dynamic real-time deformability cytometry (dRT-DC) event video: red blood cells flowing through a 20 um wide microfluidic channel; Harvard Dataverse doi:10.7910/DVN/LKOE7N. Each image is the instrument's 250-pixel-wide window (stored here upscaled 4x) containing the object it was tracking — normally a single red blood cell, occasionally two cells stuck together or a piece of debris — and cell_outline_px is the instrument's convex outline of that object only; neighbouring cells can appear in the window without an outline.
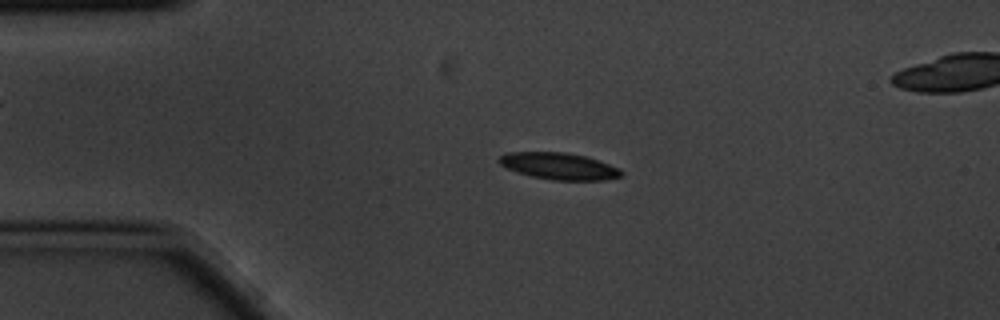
{"species": "common noctule bat (a hibernating species)", "species_latin": "Nyctalus noctula", "temperature_condition": "cold", "stored_images_in_passage": 5, "camera_frame_rate_fps": 3000, "um_per_image_px": 0.085, "animal": {"sex": "male", "body_mass_g": 20.1, "forearm_length_mm": 53.5}, "frame": {"image": 1, "passage_image": 3, "time_ms": 0.667, "image_size_px": [1000, 320], "cell_outline_px": [[624, 172], [620, 176], [604, 180], [552, 180], [532, 176], [508, 168], [500, 164], [496, 160], [504, 152], [564, 152], [584, 156], [620, 168]], "centroid_in_image_um": [47.5, 14.11], "position_along_channel_um": 37.5, "area_um2": 18.84}}